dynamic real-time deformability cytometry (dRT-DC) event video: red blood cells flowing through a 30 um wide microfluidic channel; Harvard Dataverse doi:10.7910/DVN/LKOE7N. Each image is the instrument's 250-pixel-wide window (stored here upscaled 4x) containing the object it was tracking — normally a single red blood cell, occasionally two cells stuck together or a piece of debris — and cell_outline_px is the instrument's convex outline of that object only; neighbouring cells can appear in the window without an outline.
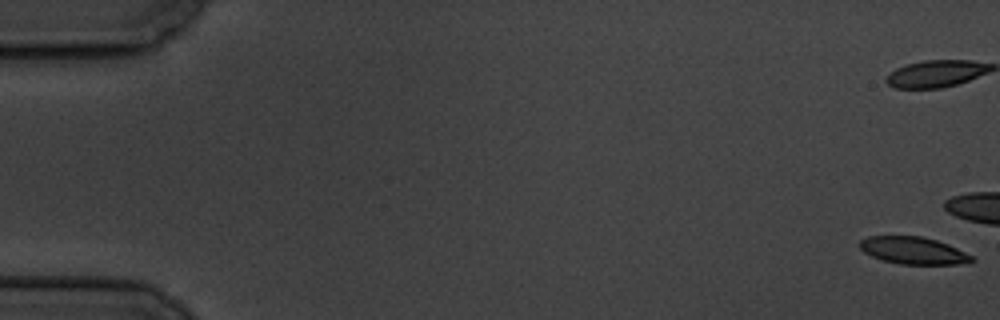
{"species": "common noctule bat (a hibernating species)", "species_latin": "Nyctalus noctula", "temperature_condition": "cold", "stored_images_in_passage": 7, "camera_frame_rate_fps": 3000, "um_per_image_px": 0.085, "animal": {"sex": "male", "body_mass_g": 19.5, "forearm_length_mm": 54.6}, "frame": {"image": 1, "passage_image": 1, "time_ms": 0.0, "image_size_px": [1000, 320], "cell_outline_px": [[976, 260], [956, 264], [900, 264], [884, 260], [872, 256], [864, 252], [860, 248], [860, 240], [868, 236], [924, 236], [948, 244], [972, 256]], "centroid_in_image_um": [77.61, 21.28], "position_along_channel_um": 7.4, "area_um2": 17.57}}